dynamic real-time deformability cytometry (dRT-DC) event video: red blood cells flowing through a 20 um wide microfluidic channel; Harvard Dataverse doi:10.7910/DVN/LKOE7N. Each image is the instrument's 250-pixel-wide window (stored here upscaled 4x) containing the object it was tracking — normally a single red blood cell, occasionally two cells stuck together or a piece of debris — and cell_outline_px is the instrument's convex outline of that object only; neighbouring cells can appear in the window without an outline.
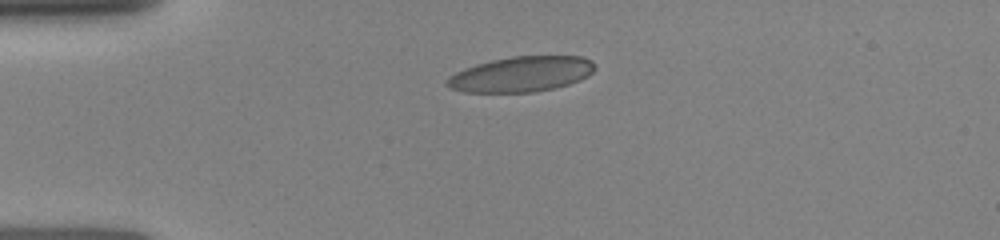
{"species": "human", "species_latin": "Homo sapiens", "temperature_condition": "room temperature", "stored_images_in_passage": 36, "camera_frame_rate_fps": 3000, "um_per_image_px": 0.085, "donor": {"sex": "female"}, "frame": {"image": 1, "passage_image": 1, "time_ms": 0.0, "image_size_px": [1000, 240], "cell_outline_px": [[596, 68], [588, 76], [580, 80], [556, 88], [532, 92], [464, 92], [448, 88], [444, 84], [448, 76], [464, 68], [476, 64], [492, 60], [512, 56], [580, 56], [592, 60], [596, 64]], "centroid_in_image_um": [44.3, 6.3], "position_along_channel_um": 40.7, "area_um2": 30.69}}
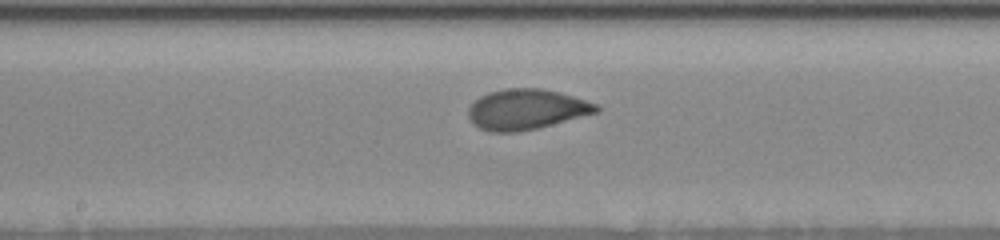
{"frame": {"image": 2, "passage_image": 19, "time_ms": 4.667, "image_size_px": [1000, 240], "cell_outline_px": [[600, 112], [536, 128], [516, 132], [488, 132], [480, 128], [468, 116], [468, 108], [480, 96], [488, 92], [504, 88], [544, 88], [560, 92], [596, 104], [600, 108]], "centroid_in_image_um": [44.74, 9.28], "position_along_channel_um": 203.5, "area_um2": 30.0}}
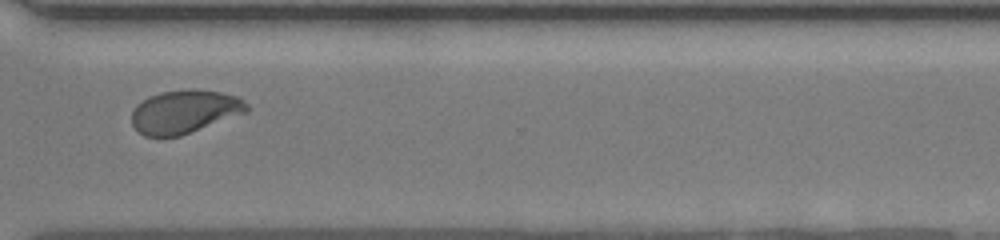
{"frame": {"image": 3, "passage_image": 35, "time_ms": 8.333, "image_size_px": [1000, 240], "cell_outline_px": [[248, 112], [180, 136], [160, 140], [144, 136], [132, 124], [132, 112], [136, 104], [160, 92], [192, 88], [220, 92], [236, 96], [244, 100], [248, 104]], "centroid_in_image_um": [15.68, 9.52], "position_along_channel_um": 354.9, "area_um2": 29.48}}